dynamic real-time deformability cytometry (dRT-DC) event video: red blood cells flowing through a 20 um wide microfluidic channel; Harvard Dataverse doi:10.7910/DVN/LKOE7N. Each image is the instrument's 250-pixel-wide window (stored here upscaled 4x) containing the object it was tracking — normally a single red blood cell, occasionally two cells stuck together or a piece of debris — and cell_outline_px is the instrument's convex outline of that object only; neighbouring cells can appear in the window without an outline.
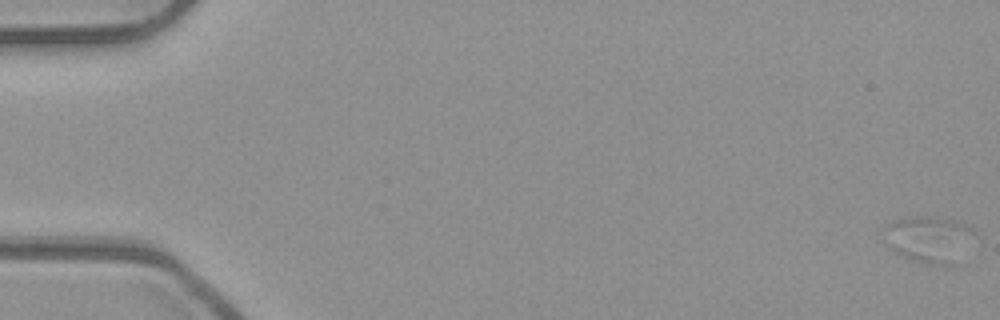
{"species": "common noctule bat (a hibernating species)", "species_latin": "Nyctalus noctula", "temperature_condition": "room temperature", "stored_images_in_passage": 12, "camera_frame_rate_fps": 3000, "um_per_image_px": 0.085, "animal": {"sex": "male", "body_mass_g": 23.1, "forearm_length_mm": 52.7}, "frame": {"image": 1, "passage_image": 2, "time_ms": 0.333, "image_size_px": [1000, 320], "cell_outline_px": [[972, 232], [956, 264], [948, 268], [944, 268], [920, 264], [900, 256], [888, 248], [880, 232], [892, 220], [916, 216], [948, 216], [972, 228]], "centroid_in_image_um": [78.85, 20.36], "position_along_channel_um": 6.1, "area_um2": 25.37}}